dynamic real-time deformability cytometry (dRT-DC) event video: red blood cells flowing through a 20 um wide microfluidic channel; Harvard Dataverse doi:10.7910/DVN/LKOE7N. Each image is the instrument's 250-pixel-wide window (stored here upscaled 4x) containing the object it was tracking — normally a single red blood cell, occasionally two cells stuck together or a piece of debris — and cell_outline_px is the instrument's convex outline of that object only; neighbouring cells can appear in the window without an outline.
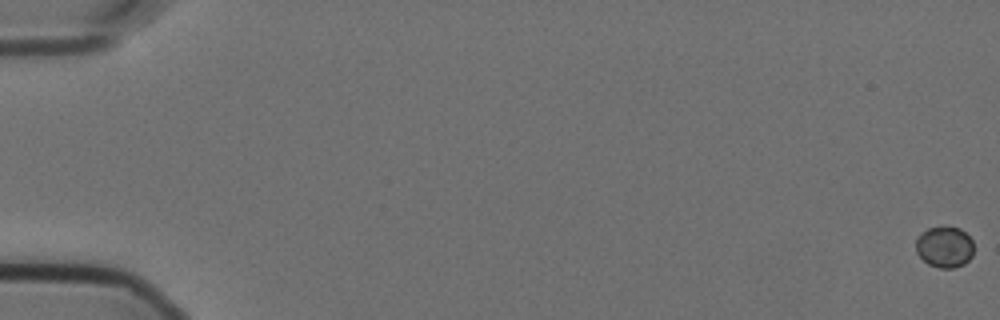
{"species": "Egyptian fruit bat (a non-hibernating species)", "species_latin": "Rousettus aegyptiacus", "temperature_condition": "cold", "stored_images_in_passage": 16, "camera_frame_rate_fps": 3000, "um_per_image_px": 0.085, "animal": {"sex": "female"}, "frame": {"image": 1, "passage_image": 1, "time_ms": 0.0, "image_size_px": [1000, 320], "cell_outline_px": [[972, 256], [964, 264], [952, 268], [940, 268], [928, 264], [916, 252], [916, 240], [920, 232], [928, 228], [960, 228], [972, 240]], "centroid_in_image_um": [80.27, 21.0], "position_along_channel_um": 4.7, "area_um2": 13.64}}